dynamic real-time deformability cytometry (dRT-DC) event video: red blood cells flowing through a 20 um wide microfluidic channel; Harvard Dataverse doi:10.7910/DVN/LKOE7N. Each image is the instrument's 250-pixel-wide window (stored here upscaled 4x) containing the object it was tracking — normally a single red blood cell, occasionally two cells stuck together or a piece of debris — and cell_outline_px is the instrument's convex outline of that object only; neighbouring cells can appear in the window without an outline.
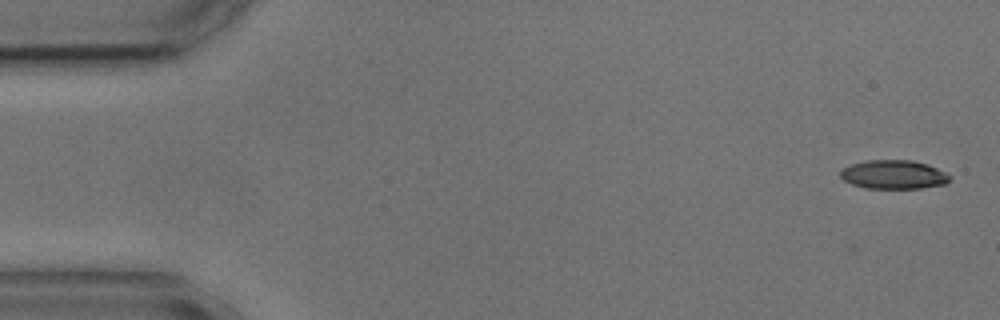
{"species": "common noctule bat (a hibernating species)", "species_latin": "Nyctalus noctula", "temperature_condition": "cold", "stored_images_in_passage": 2, "camera_frame_rate_fps": 3000, "um_per_image_px": 0.085, "animal": {"sex": "male", "body_mass_g": 17.9, "forearm_length_mm": 54.2}, "frame": {"image": 1, "passage_image": 2, "time_ms": 0.333, "image_size_px": [1000, 320], "cell_outline_px": [[952, 176], [944, 184], [920, 188], [868, 188], [852, 184], [844, 180], [840, 176], [840, 172], [844, 168], [852, 164], [868, 160], [912, 160], [928, 164]], "centroid_in_image_um": [75.96, 14.83], "position_along_channel_um": 9.0, "area_um2": 18.15}}